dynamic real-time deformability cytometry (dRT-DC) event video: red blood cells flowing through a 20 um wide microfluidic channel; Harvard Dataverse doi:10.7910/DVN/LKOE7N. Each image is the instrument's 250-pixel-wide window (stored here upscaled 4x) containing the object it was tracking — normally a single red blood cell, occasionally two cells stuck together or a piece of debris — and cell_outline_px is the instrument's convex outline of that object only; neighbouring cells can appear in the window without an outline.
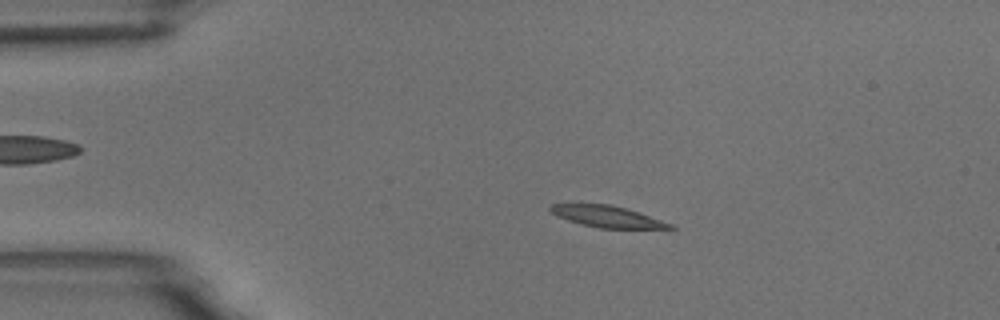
{"species": "common noctule bat (a hibernating species)", "species_latin": "Nyctalus noctula", "temperature_condition": "room temperature", "stored_images_in_passage": 4, "camera_frame_rate_fps": 3000, "um_per_image_px": 0.085, "animal": {"sex": "male", "body_mass_g": 18.8}, "frame": {"image": 1, "passage_image": 3, "time_ms": 2.333, "image_size_px": [1000, 320], "cell_outline_px": [[676, 228], [600, 228], [568, 220], [556, 216], [548, 208], [552, 204], [572, 200], [612, 204], [640, 212], [672, 224]], "centroid_in_image_um": [51.48, 18.33], "position_along_channel_um": 33.5, "area_um2": 15.61}}